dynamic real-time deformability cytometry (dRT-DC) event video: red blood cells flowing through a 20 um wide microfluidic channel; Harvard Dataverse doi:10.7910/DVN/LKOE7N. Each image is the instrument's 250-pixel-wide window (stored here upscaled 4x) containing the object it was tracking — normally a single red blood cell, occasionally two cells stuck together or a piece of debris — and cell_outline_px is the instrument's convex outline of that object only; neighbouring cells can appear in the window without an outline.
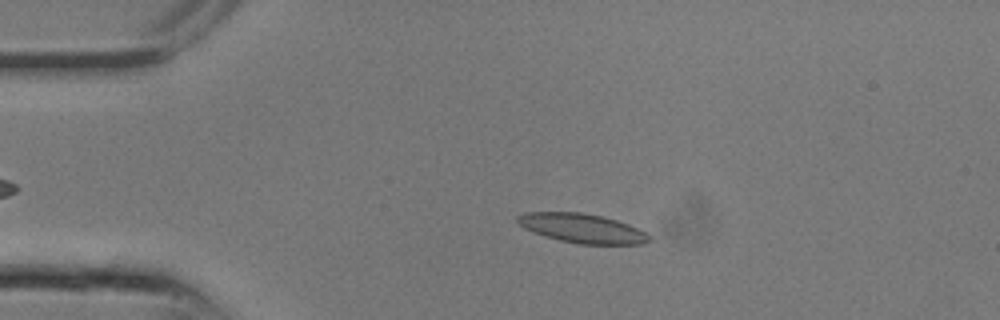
{"species": "common noctule bat (a hibernating species)", "species_latin": "Nyctalus noctula", "temperature_condition": "room temperature", "stored_images_in_passage": 7, "camera_frame_rate_fps": 3000, "um_per_image_px": 0.085, "animal": {"sex": "male", "body_mass_g": 13.3}, "frame": {"image": 1, "passage_image": 5, "time_ms": 1.333, "image_size_px": [1000, 320], "cell_outline_px": [[652, 240], [644, 244], [580, 244], [560, 240], [524, 228], [516, 220], [516, 216], [524, 212], [580, 212], [604, 216], [628, 224], [652, 236]], "centroid_in_image_um": [49.52, 19.4], "position_along_channel_um": 35.5, "area_um2": 22.31}}